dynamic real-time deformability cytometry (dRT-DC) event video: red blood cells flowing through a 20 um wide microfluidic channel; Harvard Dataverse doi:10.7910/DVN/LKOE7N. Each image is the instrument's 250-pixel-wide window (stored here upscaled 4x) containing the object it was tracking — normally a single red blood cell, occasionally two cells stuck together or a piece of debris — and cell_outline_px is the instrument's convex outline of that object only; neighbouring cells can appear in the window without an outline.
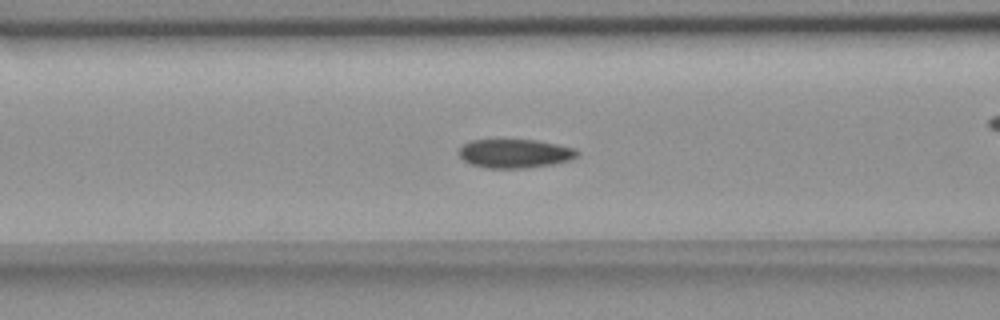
{"species": "common noctule bat (a hibernating species)", "species_latin": "Nyctalus noctula", "temperature_condition": "room temperature", "stored_images_in_passage": 55, "camera_frame_rate_fps": 3000, "um_per_image_px": 0.085, "animal": {"sex": "female", "body_mass_g": 18.4}, "frame": {"image": 1, "passage_image": 21, "time_ms": 6.667, "image_size_px": [1000, 320], "cell_outline_px": [[580, 156], [572, 160], [556, 164], [524, 168], [484, 168], [472, 164], [464, 160], [460, 156], [460, 148], [464, 144], [472, 140], [536, 140], [576, 148], [580, 152]], "centroid_in_image_um": [43.85, 13.06], "position_along_channel_um": 122.8, "area_um2": 20.0}}
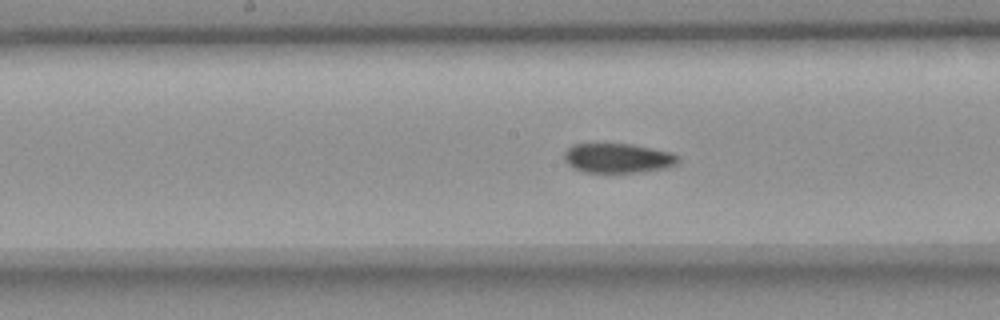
{"frame": {"image": 2, "passage_image": 27, "time_ms": 8.667, "image_size_px": [1000, 320], "cell_outline_px": [[680, 164], [668, 168], [644, 172], [584, 172], [572, 168], [564, 160], [564, 152], [572, 144], [632, 144], [672, 152], [680, 156]], "centroid_in_image_um": [52.58, 13.45], "position_along_channel_um": 195.6, "area_um2": 20.0}}
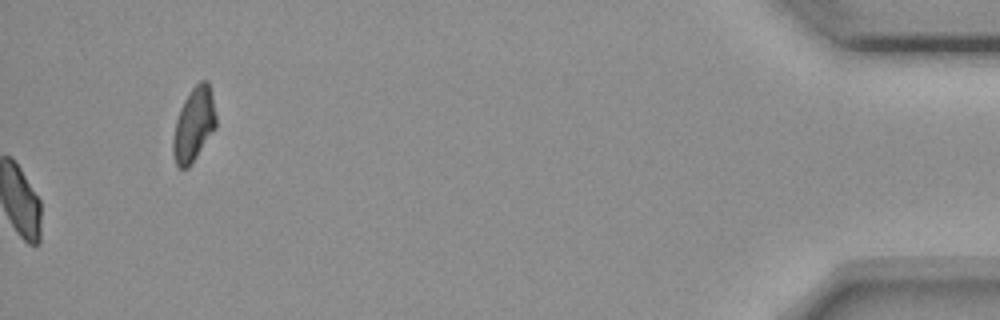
{"frame": {"image": 3, "passage_image": 55, "time_ms": 18.0, "image_size_px": [1000, 320], "cell_outline_px": [[216, 128], [188, 168], [180, 168], [176, 164], [172, 152], [172, 140], [176, 120], [180, 108], [184, 100], [192, 88], [200, 80], [208, 80], [212, 96], [216, 116]], "centroid_in_image_um": [16.47, 10.58], "position_along_channel_um": 418.7, "area_um2": 18.44}, "authors_computed_cell_mechanics": {"area_um2": 20.1144, "velocity_mm_per_s": 3.656, "shape_relaxation_time_tau1_ms": null, "shape_relaxation_time_tau2_ms": 3.6821, "deformation_change_tau1": null, "deformation_change_tau2": 0.0682}}